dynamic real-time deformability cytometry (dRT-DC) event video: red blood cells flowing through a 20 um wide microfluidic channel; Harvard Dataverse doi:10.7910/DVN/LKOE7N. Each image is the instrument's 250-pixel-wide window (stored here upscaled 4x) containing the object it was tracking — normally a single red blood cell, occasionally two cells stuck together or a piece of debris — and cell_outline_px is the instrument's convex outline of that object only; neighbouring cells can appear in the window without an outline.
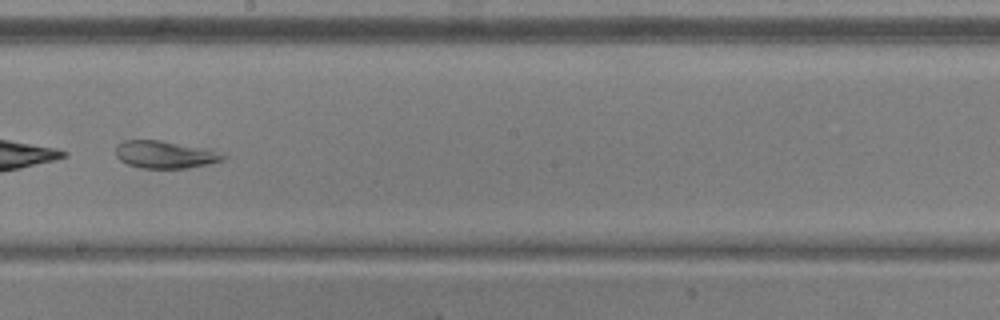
{"species": "common noctule bat (a hibernating species)", "species_latin": "Nyctalus noctula", "temperature_condition": "warm", "stored_images_in_passage": 52, "camera_frame_rate_fps": 3000, "um_per_image_px": 0.085, "animal": {"sex": "male", "body_mass_g": 20.5, "forearm_length_mm": 52.5}, "frame": {"image": 1, "passage_image": 30, "time_ms": 9.667, "image_size_px": [1000, 320], "cell_outline_px": [[228, 156], [224, 160], [208, 164], [188, 168], [140, 168], [128, 164], [120, 160], [116, 156], [116, 148], [124, 140], [160, 140], [204, 148], [224, 152]], "centroid_in_image_um": [14.08, 13.14], "position_along_channel_um": 234.1, "area_um2": 17.22}}